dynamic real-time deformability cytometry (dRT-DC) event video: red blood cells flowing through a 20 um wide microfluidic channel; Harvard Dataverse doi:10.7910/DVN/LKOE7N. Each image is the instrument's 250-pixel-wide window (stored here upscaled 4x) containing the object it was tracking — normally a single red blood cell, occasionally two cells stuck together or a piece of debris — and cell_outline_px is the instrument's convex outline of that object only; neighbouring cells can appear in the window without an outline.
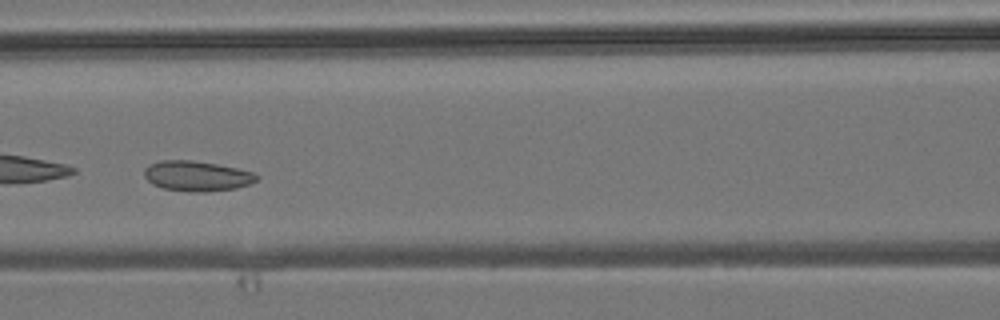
{"species": "common noctule bat (a hibernating species)", "species_latin": "Nyctalus noctula", "temperature_condition": "room temperature", "stored_images_in_passage": 6, "camera_frame_rate_fps": 3000, "um_per_image_px": 0.085, "animal": {"sex": "male", "body_mass_g": 19.2, "forearm_length_mm": 51.8}, "frame": {"image": 1, "passage_image": 6, "time_ms": 5.667, "image_size_px": [1000, 320], "cell_outline_px": [[260, 176], [252, 184], [236, 188], [204, 192], [196, 192], [164, 188], [152, 184], [144, 176], [144, 168], [148, 164], [160, 160], [192, 160], [216, 164], [256, 172]], "centroid_in_image_um": [16.75, 14.95], "position_along_channel_um": 149.8, "area_um2": 19.88}}